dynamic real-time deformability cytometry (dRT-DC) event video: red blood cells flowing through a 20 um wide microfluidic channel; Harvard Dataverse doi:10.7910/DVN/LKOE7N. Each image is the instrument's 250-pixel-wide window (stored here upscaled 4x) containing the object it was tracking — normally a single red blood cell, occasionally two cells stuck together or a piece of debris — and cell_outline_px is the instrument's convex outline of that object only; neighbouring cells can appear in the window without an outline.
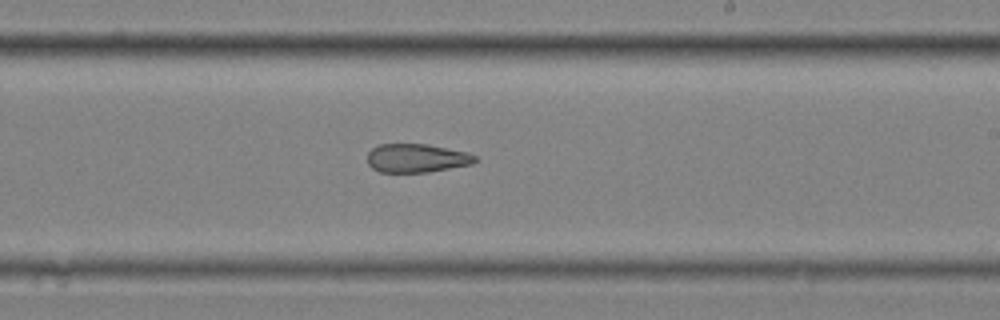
{"species": "common noctule bat (a hibernating species)", "species_latin": "Nyctalus noctula", "temperature_condition": "cold", "stored_images_in_passage": 9, "camera_frame_rate_fps": 3000, "um_per_image_px": 0.085, "animal": {"sex": "female", "body_mass_g": 25.1}, "frame": {"image": 1, "passage_image": 9, "time_ms": 2.667, "image_size_px": [1000, 320], "cell_outline_px": [[476, 160], [472, 164], [428, 172], [380, 172], [372, 168], [368, 164], [368, 152], [372, 148], [380, 144], [428, 144], [468, 152], [476, 156]], "centroid_in_image_um": [35.41, 13.44], "position_along_channel_um": 253.6, "area_um2": 17.98}}